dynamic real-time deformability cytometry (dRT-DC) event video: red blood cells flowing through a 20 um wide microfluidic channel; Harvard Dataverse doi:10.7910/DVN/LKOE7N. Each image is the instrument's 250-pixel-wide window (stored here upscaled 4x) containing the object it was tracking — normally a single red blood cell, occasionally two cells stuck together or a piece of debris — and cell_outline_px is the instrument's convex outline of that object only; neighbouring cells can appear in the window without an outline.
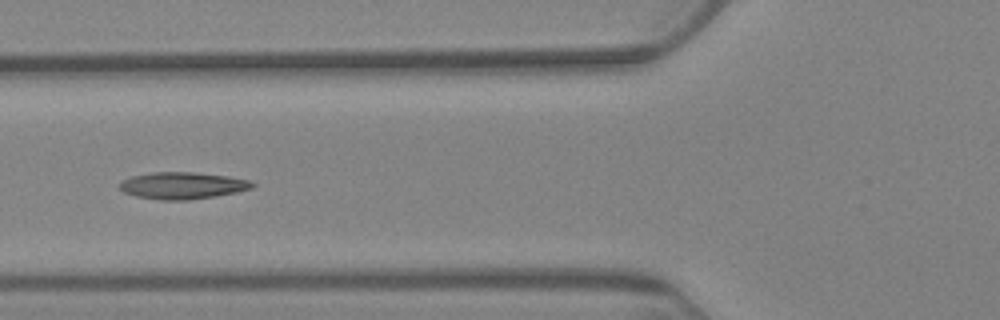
{"species": "Egyptian fruit bat (a non-hibernating species)", "species_latin": "Rousettus aegyptiacus", "temperature_condition": "warm", "stored_images_in_passage": 10, "camera_frame_rate_fps": 3000, "um_per_image_px": 0.085, "animal": {"sex": "female"}, "frame": {"image": 1, "passage_image": 7, "time_ms": 8.0, "image_size_px": [1000, 320], "cell_outline_px": [[256, 184], [252, 188], [236, 192], [216, 196], [188, 200], [160, 200], [136, 196], [124, 192], [120, 188], [120, 184], [124, 180], [132, 176], [152, 172], [192, 172], [228, 176], [248, 180]], "centroid_in_image_um": [15.53, 15.77], "position_along_channel_um": 110.3, "area_um2": 20.63}}
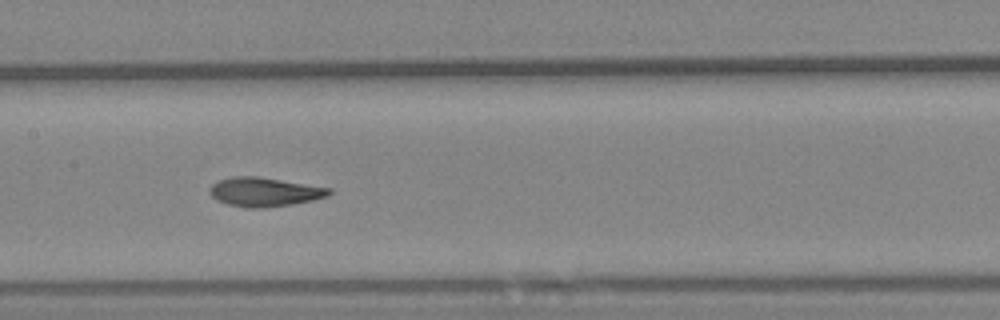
{"frame": {"image": 2, "passage_image": 9, "time_ms": 10.333, "image_size_px": [1000, 320], "cell_outline_px": [[332, 192], [328, 196], [312, 200], [292, 204], [264, 208], [248, 208], [228, 204], [216, 200], [208, 192], [212, 184], [220, 180], [232, 176], [256, 176], [332, 188]], "centroid_in_image_um": [22.47, 16.32], "position_along_channel_um": 184.9, "area_um2": 20.17}}